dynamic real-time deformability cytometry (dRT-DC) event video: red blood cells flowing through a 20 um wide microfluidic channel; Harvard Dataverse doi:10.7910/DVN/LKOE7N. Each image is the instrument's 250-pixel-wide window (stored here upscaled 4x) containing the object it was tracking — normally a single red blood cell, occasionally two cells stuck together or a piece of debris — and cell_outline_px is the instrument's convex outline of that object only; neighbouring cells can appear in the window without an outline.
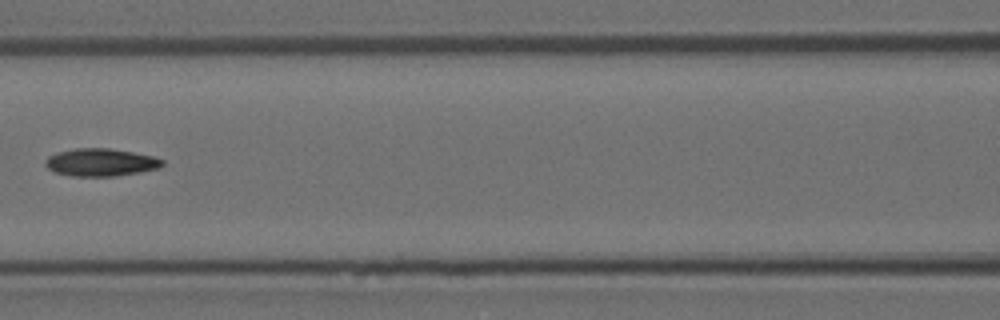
{"species": "Egyptian fruit bat (a non-hibernating species)", "species_latin": "Rousettus aegyptiacus", "temperature_condition": "room temperature", "stored_images_in_passage": 6, "camera_frame_rate_fps": 3000, "um_per_image_px": 0.085, "animal": {"sex": "female"}, "frame": {"image": 1, "passage_image": 6, "time_ms": 1.667, "image_size_px": [1000, 320], "cell_outline_px": [[164, 164], [160, 168], [140, 172], [116, 176], [72, 176], [56, 172], [48, 168], [44, 164], [44, 160], [48, 156], [56, 152], [76, 148], [108, 148], [132, 152], [152, 156], [164, 160]], "centroid_in_image_um": [8.55, 13.8], "position_along_channel_um": 158.0, "area_um2": 18.9}}